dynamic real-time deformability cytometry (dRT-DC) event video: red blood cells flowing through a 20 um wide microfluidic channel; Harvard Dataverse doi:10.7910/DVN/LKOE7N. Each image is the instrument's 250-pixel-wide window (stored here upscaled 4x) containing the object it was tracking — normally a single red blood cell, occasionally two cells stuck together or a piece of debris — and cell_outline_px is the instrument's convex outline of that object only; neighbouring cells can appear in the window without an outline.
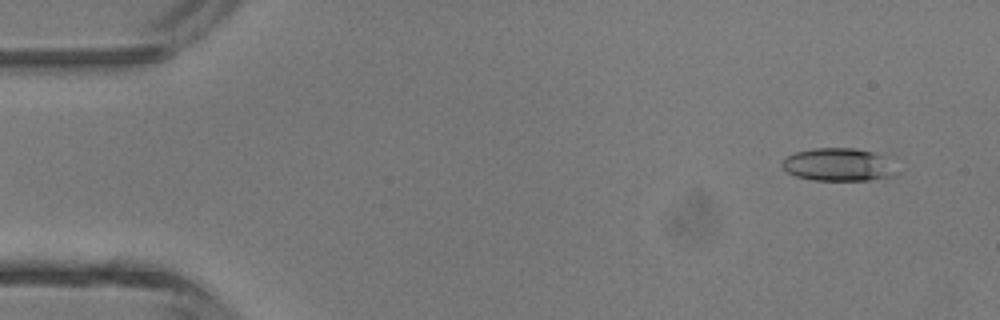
{"species": "common noctule bat (a hibernating species)", "species_latin": "Nyctalus noctula", "temperature_condition": "room temperature", "stored_images_in_passage": 45, "camera_frame_rate_fps": 3000, "um_per_image_px": 0.085, "animal": {"sex": "male", "body_mass_g": 13.3}, "frame": {"image": 1, "passage_image": 3, "time_ms": 0.667, "image_size_px": [1000, 320], "cell_outline_px": [[900, 172], [896, 176], [868, 180], [812, 180], [796, 176], [788, 172], [780, 164], [788, 156], [796, 152], [816, 148], [856, 148], [888, 156]], "centroid_in_image_um": [71.37, 14.0], "position_along_channel_um": 13.6, "area_um2": 22.25}}
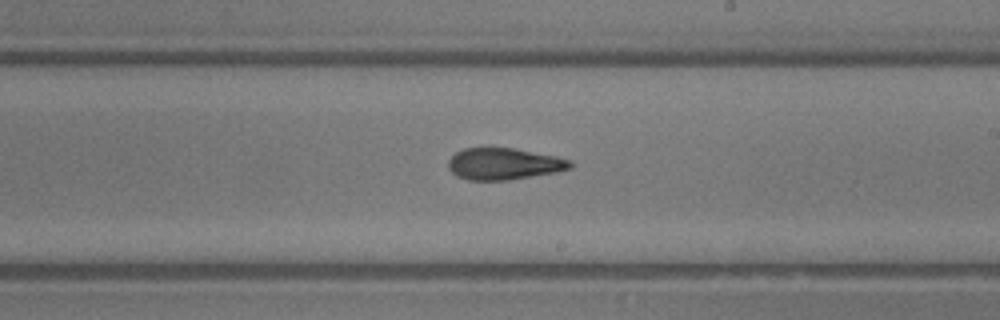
{"frame": {"image": 2, "passage_image": 26, "time_ms": 8.333, "image_size_px": [1000, 320], "cell_outline_px": [[572, 168], [556, 172], [508, 180], [468, 180], [456, 176], [448, 168], [448, 160], [456, 152], [464, 148], [512, 148], [556, 156], [568, 160], [572, 164]], "centroid_in_image_um": [42.8, 13.93], "position_along_channel_um": 246.2, "area_um2": 22.37}}
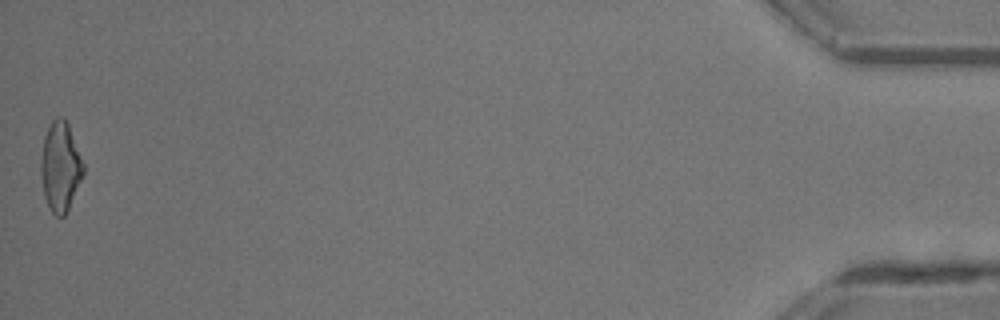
{"frame": {"image": 3, "passage_image": 45, "time_ms": 14.667, "image_size_px": [1000, 320], "cell_outline_px": [[84, 172], [68, 208], [64, 216], [56, 216], [52, 212], [44, 196], [40, 172], [40, 160], [44, 136], [52, 120], [56, 116], [64, 116], [68, 124], [84, 164]], "centroid_in_image_um": [5.11, 14.12], "position_along_channel_um": 430.1, "area_um2": 21.96}, "authors_computed_cell_mechanics": {"area_um2": 22.3108, "velocity_mm_per_s": 4.5272, "shape_relaxation_time_tau1_ms": 6.0141, "shape_relaxation_time_tau2_ms": 3.4417, "deformation_change_tau1": 0.1901, "deformation_change_tau2": 0.1492}}